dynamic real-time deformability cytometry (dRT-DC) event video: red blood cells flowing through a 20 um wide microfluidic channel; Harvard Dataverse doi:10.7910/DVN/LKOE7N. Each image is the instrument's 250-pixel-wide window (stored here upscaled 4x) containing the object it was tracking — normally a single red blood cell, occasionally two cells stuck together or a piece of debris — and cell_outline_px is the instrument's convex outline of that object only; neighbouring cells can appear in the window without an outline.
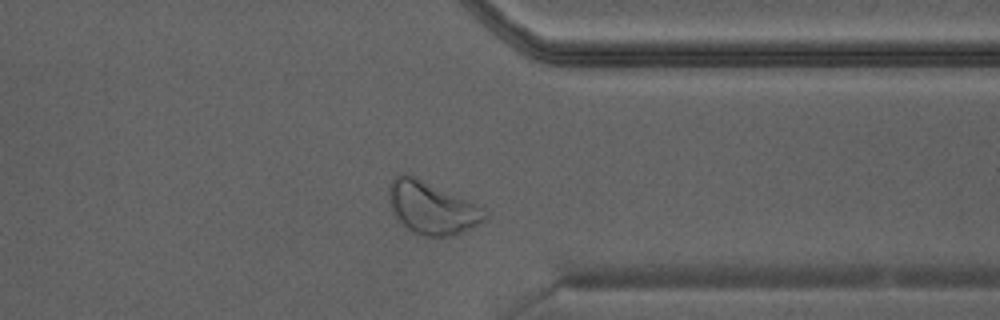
{"species": "Egyptian fruit bat (a non-hibernating species)", "species_latin": "Rousettus aegyptiacus", "temperature_condition": "warm", "stored_images_in_passage": 21, "camera_frame_rate_fps": 3000, "um_per_image_px": 0.085, "animal": {"sex": "male"}, "frame": {"image": 1, "passage_image": 15, "time_ms": 4.667, "image_size_px": [1000, 320], "cell_outline_px": [[488, 216], [484, 220], [472, 228], [464, 232], [452, 236], [424, 236], [408, 228], [396, 216], [388, 200], [388, 188], [392, 176], [400, 172], [408, 172], [472, 200], [484, 208], [488, 212]], "centroid_in_image_um": [36.73, 17.59], "position_along_channel_um": 374.7, "area_um2": 30.11}}
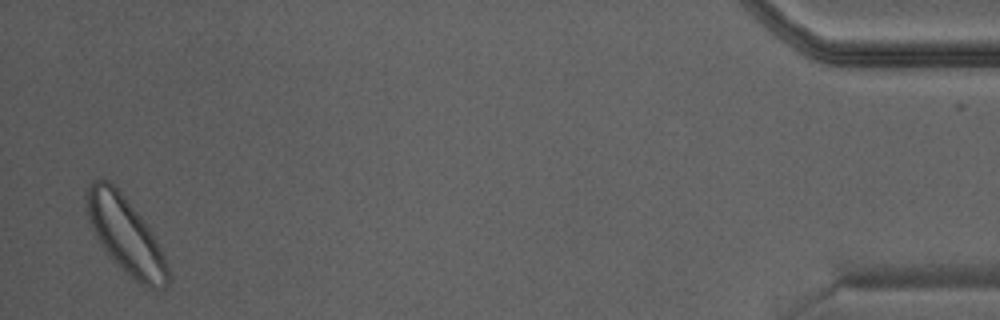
{"frame": {"image": 2, "passage_image": 21, "time_ms": 6.667, "image_size_px": [1000, 320], "cell_outline_px": [[168, 284], [160, 292], [148, 288], [140, 284], [128, 276], [108, 256], [100, 244], [88, 220], [88, 188], [92, 180], [108, 180], [124, 196], [152, 232], [164, 256], [168, 268]], "centroid_in_image_um": [10.7, 20.08], "position_along_channel_um": 424.5, "area_um2": 35.72}}